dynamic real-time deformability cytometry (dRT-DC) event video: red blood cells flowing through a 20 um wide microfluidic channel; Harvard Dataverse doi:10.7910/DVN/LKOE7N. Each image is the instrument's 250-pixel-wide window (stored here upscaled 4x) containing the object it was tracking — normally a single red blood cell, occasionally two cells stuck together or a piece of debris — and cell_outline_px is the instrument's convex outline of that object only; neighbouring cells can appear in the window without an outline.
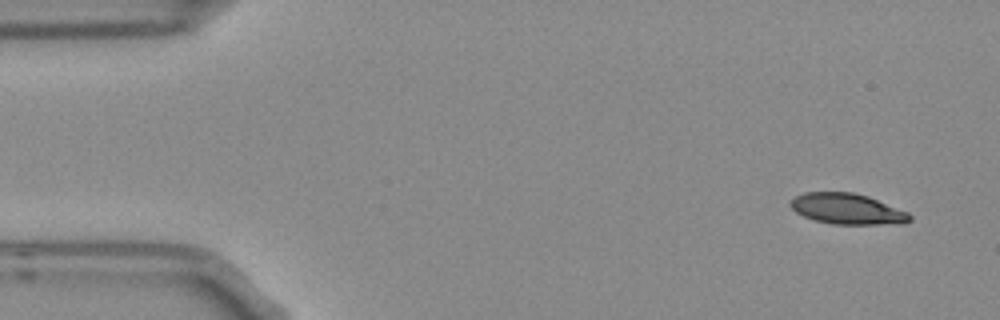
{"species": "Egyptian fruit bat (a non-hibernating species)", "species_latin": "Rousettus aegyptiacus", "temperature_condition": "room temperature", "stored_images_in_passage": 4, "camera_frame_rate_fps": 3000, "um_per_image_px": 0.085, "frame": {"image": 1, "passage_image": 1, "time_ms": 0.0, "image_size_px": [1000, 320], "cell_outline_px": [[912, 220], [904, 224], [832, 224], [816, 220], [804, 216], [796, 212], [788, 204], [796, 196], [804, 192], [852, 192], [868, 196], [908, 212], [912, 216]], "centroid_in_image_um": [72.05, 17.76], "position_along_channel_um": 13.0, "area_um2": 21.39}}
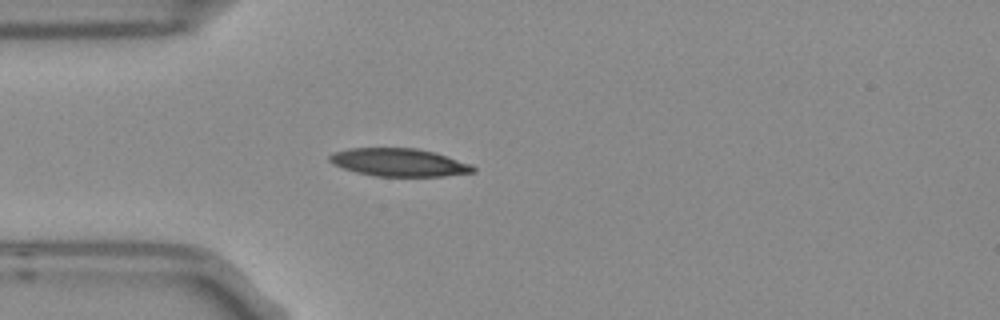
{"frame": {"image": 2, "passage_image": 4, "time_ms": 1.0, "image_size_px": [1000, 320], "cell_outline_px": [[476, 172], [444, 176], [376, 176], [356, 172], [332, 164], [328, 160], [328, 156], [336, 152], [348, 148], [416, 148], [436, 152], [472, 164], [476, 168]], "centroid_in_image_um": [33.95, 13.8], "position_along_channel_um": 51.0, "area_um2": 23.47}}